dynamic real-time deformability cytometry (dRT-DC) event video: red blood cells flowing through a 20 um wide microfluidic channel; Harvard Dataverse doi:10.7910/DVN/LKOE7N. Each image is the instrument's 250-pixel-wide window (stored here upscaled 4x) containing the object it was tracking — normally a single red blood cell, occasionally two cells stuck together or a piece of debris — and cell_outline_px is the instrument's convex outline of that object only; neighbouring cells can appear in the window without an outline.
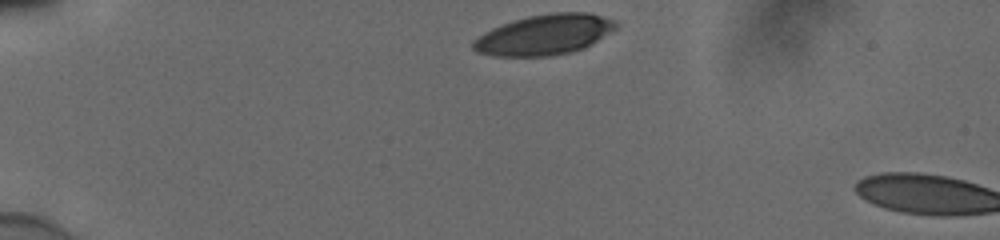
{"species": "human", "species_latin": "Homo sapiens", "temperature_condition": "cold", "stored_images_in_passage": 4, "camera_frame_rate_fps": 3000, "um_per_image_px": 0.085, "donor": {"sex": "male"}, "frame": {"image": 1, "passage_image": 1, "time_ms": 0.0, "image_size_px": [1000, 240], "cell_outline_px": [[616, 28], [584, 48], [568, 52], [548, 56], [492, 56], [476, 52], [472, 48], [472, 40], [484, 32], [492, 28], [528, 16], [552, 12], [588, 12], [612, 20], [616, 24]], "centroid_in_image_um": [46.21, 2.95], "position_along_channel_um": 38.8, "area_um2": 33.18}}